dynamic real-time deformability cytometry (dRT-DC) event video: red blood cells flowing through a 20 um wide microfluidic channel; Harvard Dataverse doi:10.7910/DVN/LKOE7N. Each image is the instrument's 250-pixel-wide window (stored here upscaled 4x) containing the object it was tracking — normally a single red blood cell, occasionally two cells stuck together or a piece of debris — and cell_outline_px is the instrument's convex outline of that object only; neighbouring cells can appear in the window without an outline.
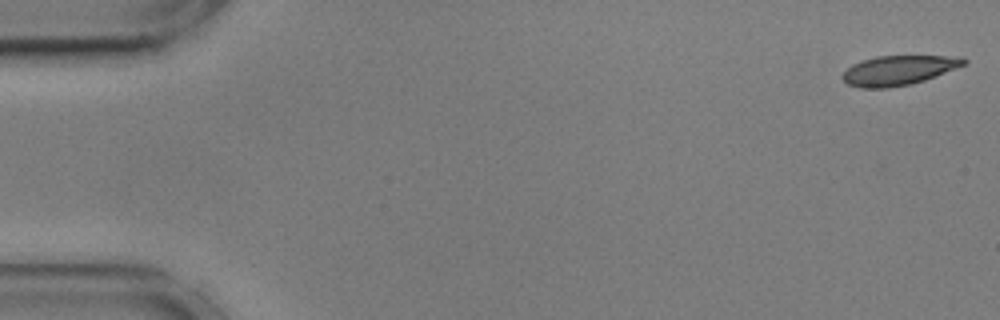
{"species": "common noctule bat (a hibernating species)", "species_latin": "Nyctalus noctula", "temperature_condition": "cold", "stored_images_in_passage": 56, "camera_frame_rate_fps": 3000, "um_per_image_px": 0.085, "animal": {"sex": "male", "body_mass_g": 17.9, "forearm_length_mm": 54.2}, "frame": {"image": 1, "passage_image": 1, "time_ms": 0.0, "image_size_px": [1000, 320], "cell_outline_px": [[968, 60], [964, 64], [936, 76], [924, 80], [908, 84], [888, 88], [860, 88], [848, 84], [840, 76], [852, 64], [860, 60], [876, 56], [964, 56]], "centroid_in_image_um": [76.35, 5.97], "position_along_channel_um": 8.6, "area_um2": 20.87}}
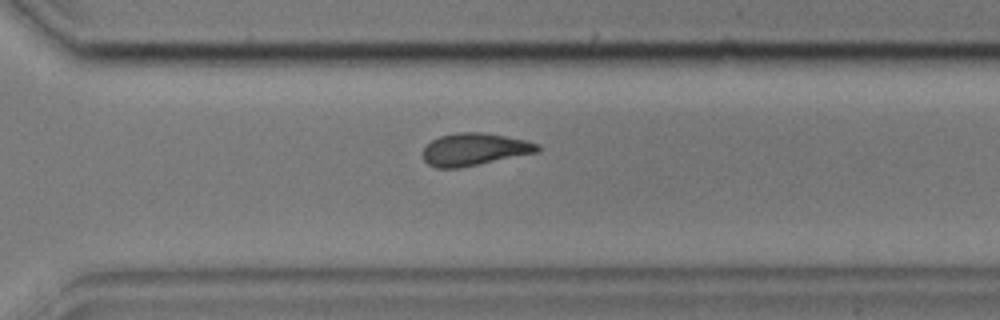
{"frame": {"image": 2, "passage_image": 39, "time_ms": 12.667, "image_size_px": [1000, 320], "cell_outline_px": [[540, 148], [536, 152], [460, 168], [436, 168], [428, 164], [424, 160], [424, 148], [432, 140], [440, 136], [456, 132], [480, 132], [504, 136], [524, 140], [540, 144]], "centroid_in_image_um": [40.3, 12.69], "position_along_channel_um": 330.3, "area_um2": 21.33}}
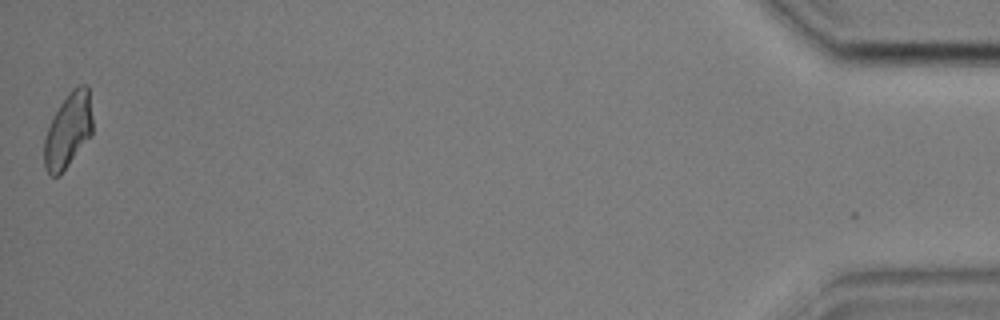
{"frame": {"image": 3, "passage_image": 55, "time_ms": 18.0, "image_size_px": [1000, 320], "cell_outline_px": [[92, 136], [60, 176], [52, 176], [44, 168], [44, 140], [52, 116], [68, 92], [72, 88], [80, 84], [88, 84], [92, 116]], "centroid_in_image_um": [5.8, 11.08], "position_along_channel_um": 429.4, "area_um2": 21.44}, "authors_computed_cell_mechanics": {"area_um2": 21.7328, "velocity_mm_per_s": 3.5922, "shape_relaxation_time_tau1_ms": 7.6415, "shape_relaxation_time_tau2_ms": 4.8975, "deformation_change_tau1": 0.1964, "deformation_change_tau2": 0.1292}}